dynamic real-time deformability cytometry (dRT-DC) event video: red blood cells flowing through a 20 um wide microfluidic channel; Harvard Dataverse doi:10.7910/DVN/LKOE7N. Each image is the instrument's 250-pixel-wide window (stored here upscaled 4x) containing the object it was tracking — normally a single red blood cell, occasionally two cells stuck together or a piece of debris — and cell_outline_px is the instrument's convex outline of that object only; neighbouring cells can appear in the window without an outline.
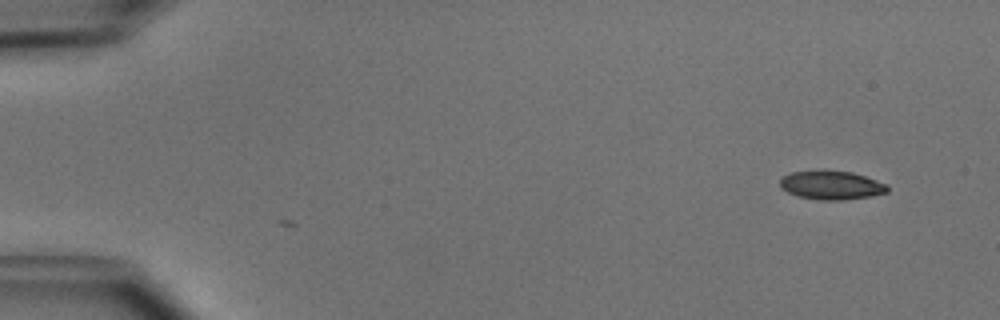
{"species": "common noctule bat (a hibernating species)", "species_latin": "Nyctalus noctula", "temperature_condition": "cold", "stored_images_in_passage": 6, "camera_frame_rate_fps": 3000, "um_per_image_px": 0.085, "animal": {"sex": "male", "body_mass_g": 15.6}, "frame": {"image": 1, "passage_image": 6, "time_ms": 1.667, "image_size_px": [1000, 320], "cell_outline_px": [[888, 192], [868, 196], [844, 200], [820, 200], [796, 196], [780, 188], [780, 176], [792, 172], [852, 172], [888, 184]], "centroid_in_image_um": [70.64, 15.76], "position_along_channel_um": 14.4, "area_um2": 17.63}}